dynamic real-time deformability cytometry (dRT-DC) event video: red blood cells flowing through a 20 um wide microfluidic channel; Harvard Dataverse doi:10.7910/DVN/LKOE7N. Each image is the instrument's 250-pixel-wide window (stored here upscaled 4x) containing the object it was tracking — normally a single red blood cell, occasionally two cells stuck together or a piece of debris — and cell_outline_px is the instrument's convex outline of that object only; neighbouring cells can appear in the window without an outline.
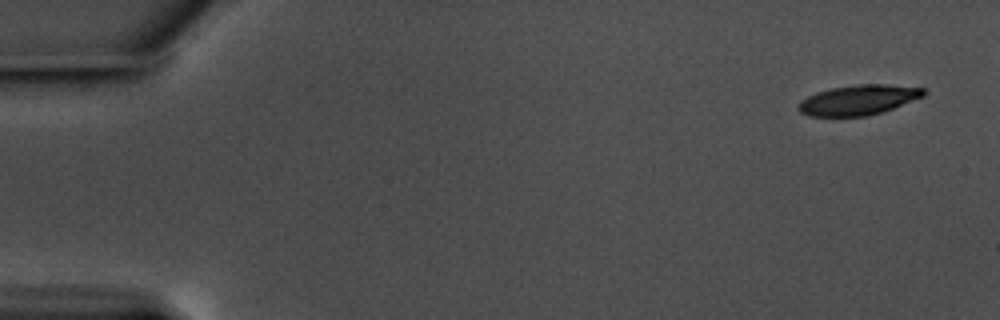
{"species": "common noctule bat (a hibernating species)", "species_latin": "Nyctalus noctula", "temperature_condition": "warm", "stored_images_in_passage": 56, "camera_frame_rate_fps": 3000, "um_per_image_px": 0.085, "animal": {"sex": "male", "body_mass_g": 17.5, "forearm_length_mm": 52.3}, "frame": {"image": 1, "passage_image": 1, "time_ms": 0.0, "image_size_px": [1000, 320], "cell_outline_px": [[928, 92], [924, 96], [892, 108], [868, 116], [808, 116], [800, 112], [800, 100], [816, 92], [832, 88], [856, 84], [888, 84], [924, 88]], "centroid_in_image_um": [72.99, 8.48], "position_along_channel_um": 12.0, "area_um2": 21.79}}
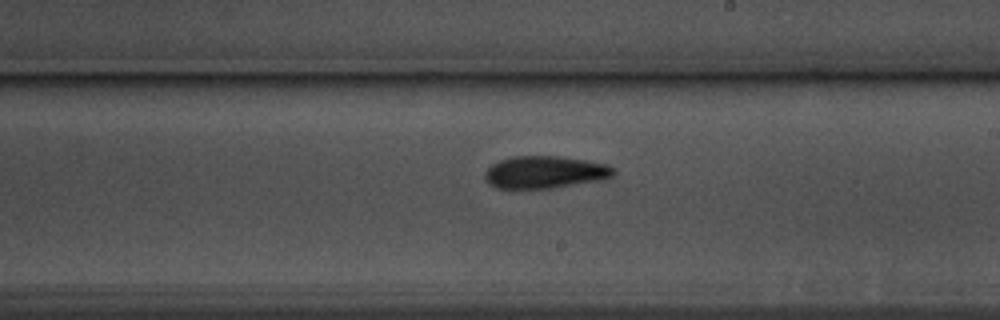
{"frame": {"image": 2, "passage_image": 32, "time_ms": 10.333, "image_size_px": [1000, 320], "cell_outline_px": [[616, 172], [612, 176], [604, 180], [552, 188], [496, 188], [488, 184], [484, 176], [484, 172], [492, 164], [500, 160], [512, 156], [556, 156], [588, 160], [608, 164]], "centroid_in_image_um": [46.33, 14.63], "position_along_channel_um": 242.7, "area_um2": 24.45}}
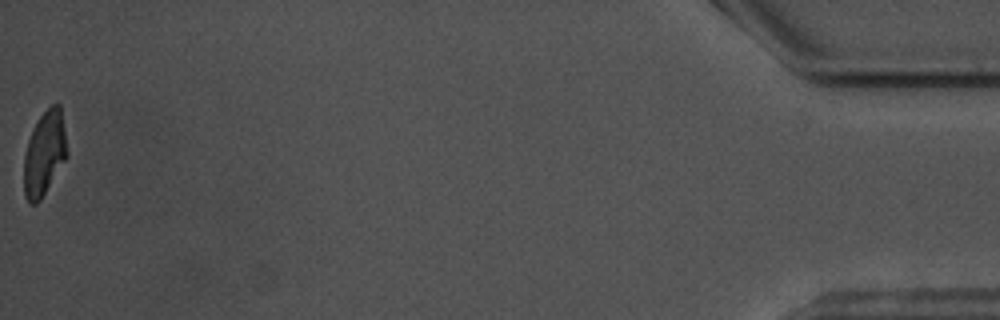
{"frame": {"image": 3, "passage_image": 56, "time_ms": 18.333, "image_size_px": [1000, 320], "cell_outline_px": [[68, 156], [40, 200], [36, 204], [28, 204], [24, 196], [24, 152], [32, 128], [36, 120], [52, 104], [60, 104], [68, 152]], "centroid_in_image_um": [3.76, 13.05], "position_along_channel_um": 431.4, "area_um2": 21.39}, "authors_computed_cell_mechanics": {"area_um2": 23.3223, "velocity_mm_per_s": 3.5474, "shape_relaxation_time_tau1_ms": 3.8296, "shape_relaxation_time_tau2_ms": 5.0556, "deformation_change_tau1": 0.1719, "deformation_change_tau2": 0.1401}}